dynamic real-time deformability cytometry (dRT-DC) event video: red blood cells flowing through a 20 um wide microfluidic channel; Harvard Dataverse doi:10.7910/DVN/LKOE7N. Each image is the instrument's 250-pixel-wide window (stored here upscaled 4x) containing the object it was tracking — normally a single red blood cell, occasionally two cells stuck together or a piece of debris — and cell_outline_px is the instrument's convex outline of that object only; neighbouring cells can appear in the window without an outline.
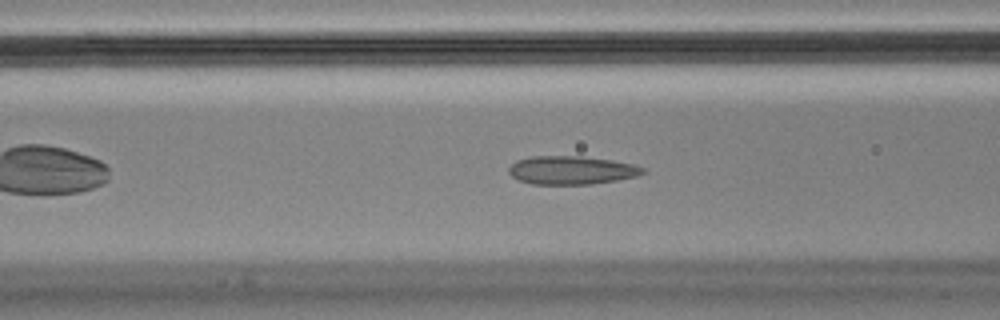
{"species": "Egyptian fruit bat (a non-hibernating species)", "species_latin": "Rousettus aegyptiacus", "temperature_condition": "cold", "stored_images_in_passage": 39, "camera_frame_rate_fps": 3000, "um_per_image_px": 0.085, "animal": {"sex": "male"}, "frame": {"image": 1, "passage_image": 5, "time_ms": 1.333, "image_size_px": [1000, 320], "cell_outline_px": [[644, 172], [636, 176], [616, 180], [588, 184], [532, 184], [516, 180], [508, 172], [508, 168], [516, 160], [532, 156], [580, 156], [612, 160], [632, 164], [644, 168]], "centroid_in_image_um": [48.52, 14.46], "position_along_channel_um": 118.1, "area_um2": 22.08}}
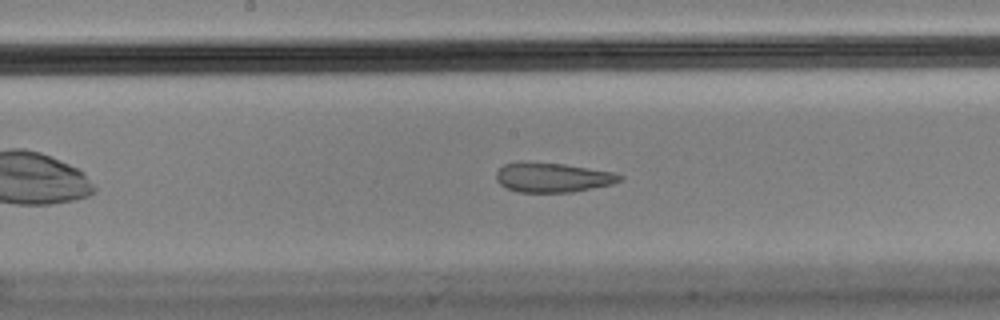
{"frame": {"image": 2, "passage_image": 12, "time_ms": 3.667, "image_size_px": [1000, 320], "cell_outline_px": [[624, 180], [612, 184], [572, 192], [516, 192], [504, 188], [496, 180], [496, 172], [504, 164], [564, 164], [612, 172], [624, 176]], "centroid_in_image_um": [47.01, 15.12], "position_along_channel_um": 201.2, "area_um2": 20.75}}
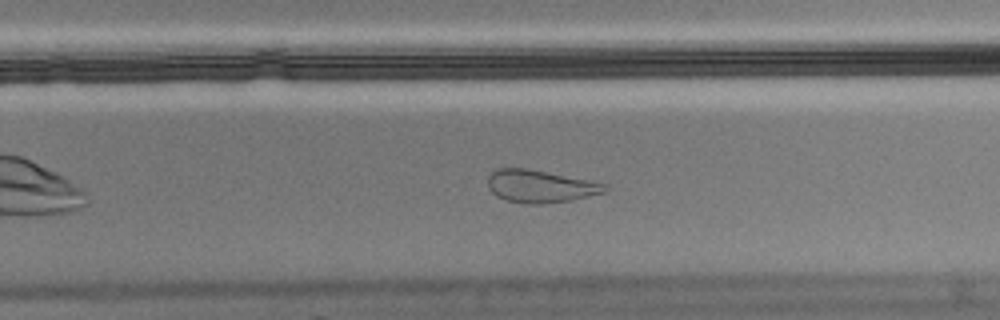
{"frame": {"image": 3, "passage_image": 19, "time_ms": 6.0, "image_size_px": [1000, 320], "cell_outline_px": [[612, 188], [604, 192], [572, 200], [540, 204], [528, 204], [504, 200], [496, 196], [488, 188], [488, 176], [496, 168], [528, 168], [608, 184]], "centroid_in_image_um": [45.92, 15.83], "position_along_channel_um": 283.9, "area_um2": 22.37}, "authors_computed_cell_mechanics": {"area_um2": 23.3512, "velocity_mm_per_s": 3.5561, "shape_relaxation_time_tau1_ms": null, "shape_relaxation_time_tau2_ms": 1.3702, "deformation_change_tau1": null, "deformation_change_tau2": 0.0776}}